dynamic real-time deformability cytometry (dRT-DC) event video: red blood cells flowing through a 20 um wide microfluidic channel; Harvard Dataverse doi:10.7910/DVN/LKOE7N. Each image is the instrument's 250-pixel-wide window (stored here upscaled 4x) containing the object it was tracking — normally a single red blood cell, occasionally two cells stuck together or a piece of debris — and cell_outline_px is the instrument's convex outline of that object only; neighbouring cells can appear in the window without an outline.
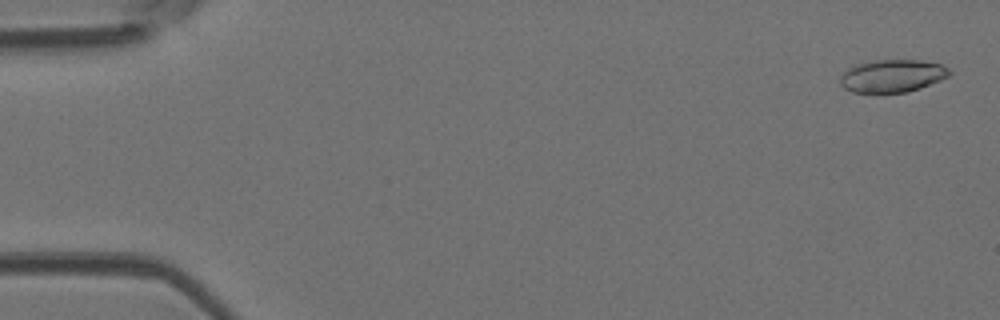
{"species": "Egyptian fruit bat (a non-hibernating species)", "species_latin": "Rousettus aegyptiacus", "temperature_condition": "room temperature", "stored_images_in_passage": 2, "camera_frame_rate_fps": 3000, "um_per_image_px": 0.085, "animal": {"sex": "female"}, "frame": {"image": 1, "passage_image": 2, "time_ms": 0.333, "image_size_px": [1000, 320], "cell_outline_px": [[952, 72], [948, 76], [940, 80], [920, 88], [908, 92], [852, 92], [844, 88], [840, 84], [840, 76], [848, 68], [860, 64], [876, 60], [920, 60], [940, 64], [948, 68]], "centroid_in_image_um": [75.85, 6.45], "position_along_channel_um": 9.1, "area_um2": 20.58}}